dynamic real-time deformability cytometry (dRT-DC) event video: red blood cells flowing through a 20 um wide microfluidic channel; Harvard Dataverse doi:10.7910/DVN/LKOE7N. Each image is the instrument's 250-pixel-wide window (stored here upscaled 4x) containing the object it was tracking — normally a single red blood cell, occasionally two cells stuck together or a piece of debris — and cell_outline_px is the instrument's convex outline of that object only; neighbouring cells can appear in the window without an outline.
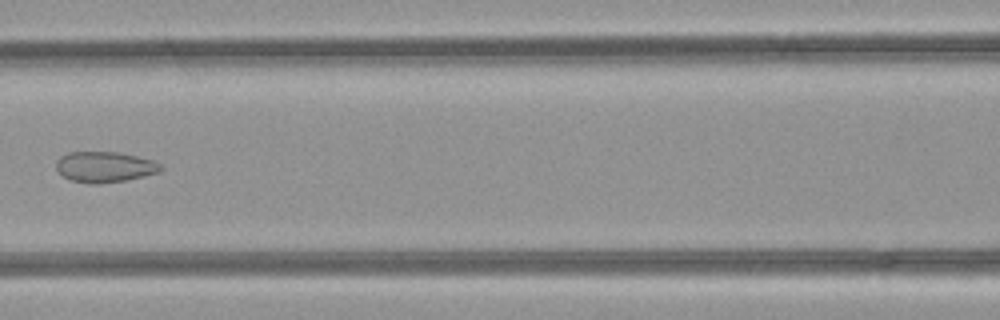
{"species": "common noctule bat (a hibernating species)", "species_latin": "Nyctalus noctula", "temperature_condition": "room temperature", "stored_images_in_passage": 5, "camera_frame_rate_fps": 3000, "um_per_image_px": 0.085, "animal": {"sex": "female", "body_mass_g": 21.9}, "frame": {"image": 1, "passage_image": 5, "time_ms": 1.333, "image_size_px": [1000, 320], "cell_outline_px": [[164, 168], [160, 172], [124, 180], [100, 184], [88, 184], [72, 180], [64, 176], [56, 168], [56, 160], [60, 156], [68, 152], [116, 152], [136, 156], [152, 160], [160, 164]], "centroid_in_image_um": [8.89, 14.19], "position_along_channel_um": 157.7, "area_um2": 18.61}}